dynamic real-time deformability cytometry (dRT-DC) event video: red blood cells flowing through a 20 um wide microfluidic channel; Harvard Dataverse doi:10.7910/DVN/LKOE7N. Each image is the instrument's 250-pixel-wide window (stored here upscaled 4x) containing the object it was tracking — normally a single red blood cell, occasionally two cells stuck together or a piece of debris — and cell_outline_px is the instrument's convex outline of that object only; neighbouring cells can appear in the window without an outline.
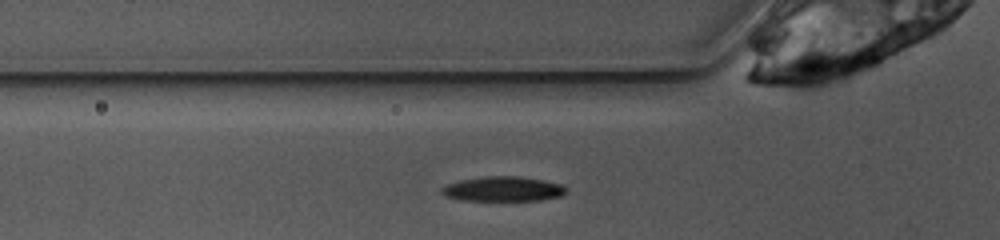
{"species": "common noctule bat (a hibernating species)", "species_latin": "Nyctalus noctula", "temperature_condition": "warm", "stored_images_in_passage": 24, "camera_frame_rate_fps": 3000, "um_per_image_px": 0.085, "animal": {"sex": "female", "body_mass_g": 10.0, "forearm_length_mm": 53.1}, "frame": {"image": 1, "passage_image": 2, "time_ms": 0.333, "image_size_px": [1000, 240], "cell_outline_px": [[564, 192], [560, 196], [540, 200], [460, 200], [444, 196], [440, 192], [440, 188], [448, 184], [460, 180], [484, 176], [520, 176], [544, 180], [560, 184], [564, 188]], "centroid_in_image_um": [42.69, 16.05], "position_along_channel_um": 83.1, "area_um2": 17.86}}
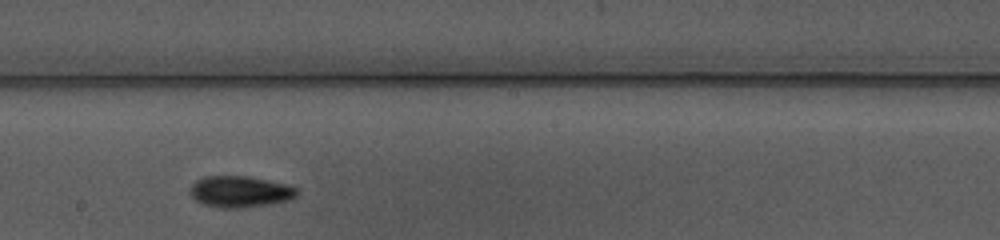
{"frame": {"image": 2, "passage_image": 13, "time_ms": 4.0, "image_size_px": [1000, 240], "cell_outline_px": [[300, 192], [296, 196], [288, 200], [268, 204], [236, 208], [220, 208], [204, 204], [196, 200], [188, 192], [188, 188], [196, 180], [204, 176], [248, 176], [288, 184], [296, 188]], "centroid_in_image_um": [20.38, 16.28], "position_along_channel_um": 227.8, "area_um2": 19.59}}
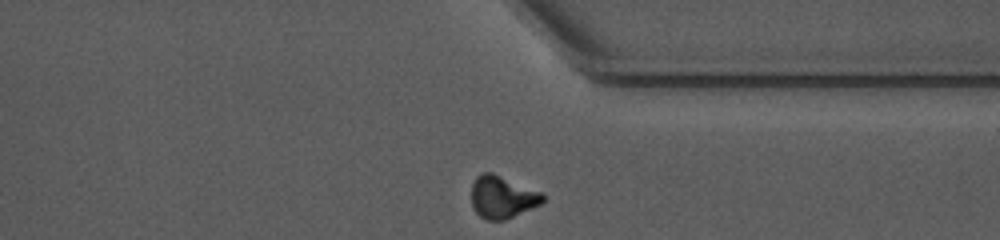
{"frame": {"image": 3, "passage_image": 24, "time_ms": 7.667, "image_size_px": [1000, 240], "cell_outline_px": [[544, 200], [540, 204], [532, 208], [504, 220], [488, 220], [480, 216], [472, 208], [472, 184], [476, 176], [480, 172], [492, 172], [540, 192], [544, 196]], "centroid_in_image_um": [42.66, 16.74], "position_along_channel_um": 368.7, "area_um2": 17.46}}